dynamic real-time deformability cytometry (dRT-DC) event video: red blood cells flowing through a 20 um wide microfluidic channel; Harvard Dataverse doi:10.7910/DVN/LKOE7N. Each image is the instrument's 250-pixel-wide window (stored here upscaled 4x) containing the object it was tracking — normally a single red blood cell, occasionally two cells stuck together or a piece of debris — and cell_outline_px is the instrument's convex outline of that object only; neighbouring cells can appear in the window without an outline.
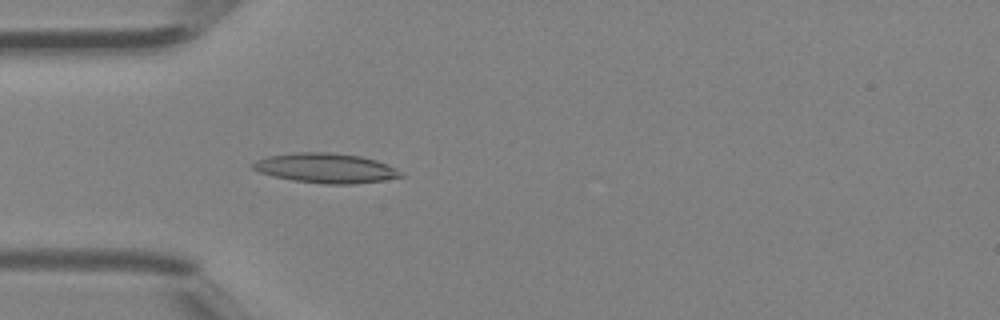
{"species": "Egyptian fruit bat (a non-hibernating species)", "species_latin": "Rousettus aegyptiacus", "temperature_condition": "room temperature", "stored_images_in_passage": 41, "camera_frame_rate_fps": 3000, "um_per_image_px": 0.085, "animal": {"sex": "female"}, "frame": {"image": 1, "passage_image": 12, "time_ms": 3.667, "image_size_px": [1000, 320], "cell_outline_px": [[408, 176], [384, 180], [352, 184], [324, 184], [292, 180], [260, 172], [252, 168], [252, 164], [256, 160], [268, 156], [296, 152], [328, 152], [360, 156], [376, 160], [388, 164]], "centroid_in_image_um": [27.74, 14.29], "position_along_channel_um": 57.3, "area_um2": 25.61}}
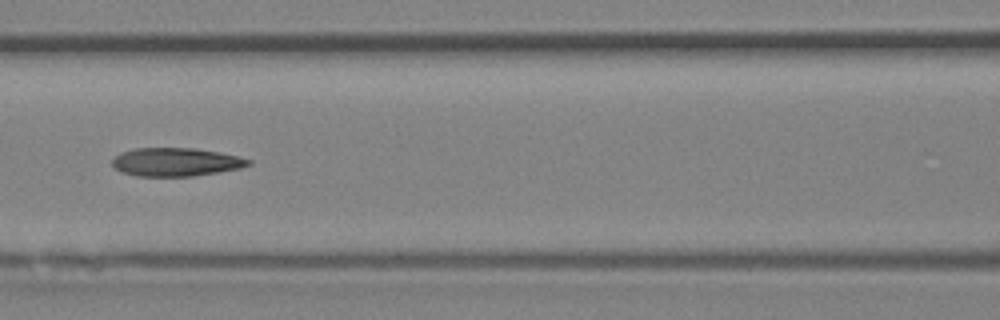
{"frame": {"image": 2, "passage_image": 18, "time_ms": 5.667, "image_size_px": [1000, 320], "cell_outline_px": [[252, 164], [240, 168], [192, 176], [136, 176], [124, 172], [116, 168], [112, 164], [112, 160], [120, 152], [136, 148], [196, 148], [236, 156], [252, 160]], "centroid_in_image_um": [14.94, 13.77], "position_along_channel_um": 151.7, "area_um2": 22.25}}
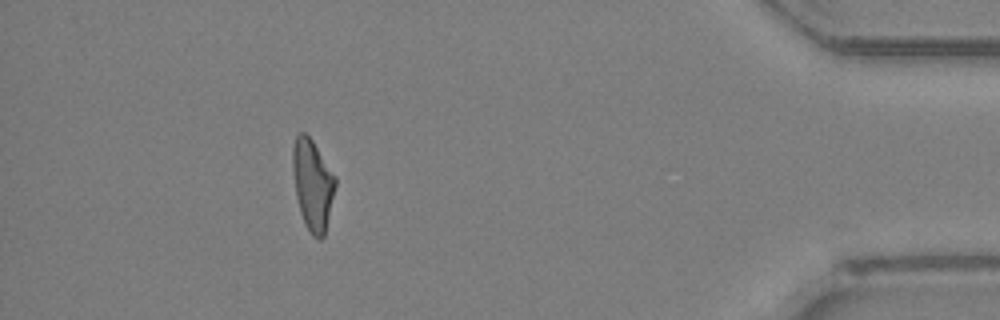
{"frame": {"image": 3, "passage_image": 37, "time_ms": 12.0, "image_size_px": [1000, 320], "cell_outline_px": [[336, 184], [324, 236], [320, 240], [312, 236], [304, 224], [300, 212], [296, 196], [292, 168], [292, 148], [296, 136], [300, 132], [304, 132], [312, 140], [336, 176]], "centroid_in_image_um": [26.56, 15.7], "position_along_channel_um": 408.6, "area_um2": 22.54}}